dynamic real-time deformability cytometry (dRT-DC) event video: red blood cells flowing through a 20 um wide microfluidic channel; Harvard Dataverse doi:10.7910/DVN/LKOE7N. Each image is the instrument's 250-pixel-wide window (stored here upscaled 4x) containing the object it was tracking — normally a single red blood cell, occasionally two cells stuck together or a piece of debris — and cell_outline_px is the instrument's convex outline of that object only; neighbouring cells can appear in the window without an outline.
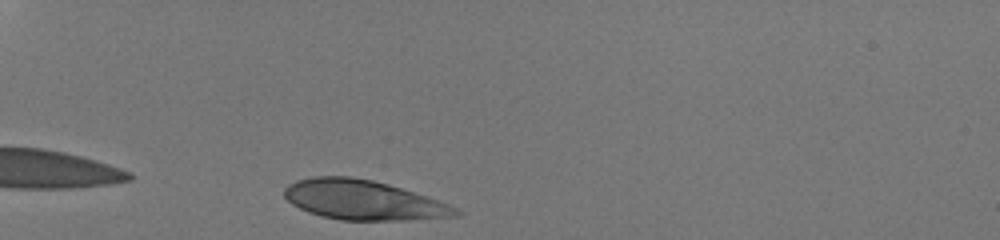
{"species": "human", "species_latin": "Homo sapiens", "temperature_condition": "room temperature", "stored_images_in_passage": 30, "camera_frame_rate_fps": 3000, "um_per_image_px": 0.085, "donor": {"sex": "male"}, "frame": {"image": 1, "passage_image": 1, "time_ms": 0.0, "image_size_px": [1000, 240], "cell_outline_px": [[460, 216], [400, 220], [340, 220], [320, 216], [308, 212], [292, 204], [284, 196], [284, 188], [288, 184], [296, 180], [312, 176], [352, 176], [372, 180], [388, 184], [448, 204], [456, 208], [460, 212]], "centroid_in_image_um": [30.8, 17.0], "position_along_channel_um": 54.2, "area_um2": 39.36}}
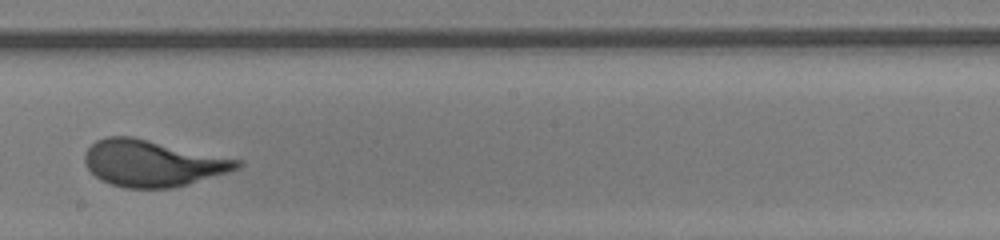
{"frame": {"image": 2, "passage_image": 18, "time_ms": 5.667, "image_size_px": [1000, 240], "cell_outline_px": [[244, 164], [240, 168], [228, 172], [188, 184], [172, 188], [124, 188], [100, 180], [88, 168], [84, 160], [84, 152], [96, 140], [108, 136], [132, 136], [244, 160]], "centroid_in_image_um": [12.99, 13.87], "position_along_channel_um": 235.2, "area_um2": 41.44}}
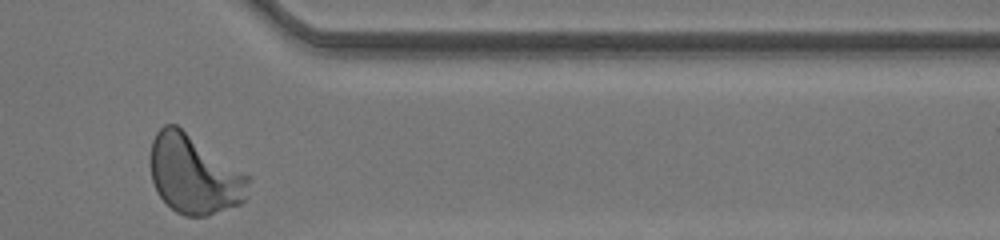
{"frame": {"image": 3, "passage_image": 30, "time_ms": 9.667, "image_size_px": [1000, 240], "cell_outline_px": [[252, 176], [244, 200], [240, 204], [208, 216], [184, 216], [176, 212], [156, 192], [152, 180], [152, 140], [156, 132], [164, 124], [176, 124]], "centroid_in_image_um": [16.54, 14.83], "position_along_channel_um": 394.9, "area_um2": 45.2}, "authors_computed_cell_mechanics": {"area_um2": 41.0091, "velocity_mm_per_s": 4.0617, "shape_relaxation_time_tau1_ms": 2.5297, "shape_relaxation_time_tau2_ms": null, "deformation_change_tau1": 0.1533, "deformation_change_tau2": null}}